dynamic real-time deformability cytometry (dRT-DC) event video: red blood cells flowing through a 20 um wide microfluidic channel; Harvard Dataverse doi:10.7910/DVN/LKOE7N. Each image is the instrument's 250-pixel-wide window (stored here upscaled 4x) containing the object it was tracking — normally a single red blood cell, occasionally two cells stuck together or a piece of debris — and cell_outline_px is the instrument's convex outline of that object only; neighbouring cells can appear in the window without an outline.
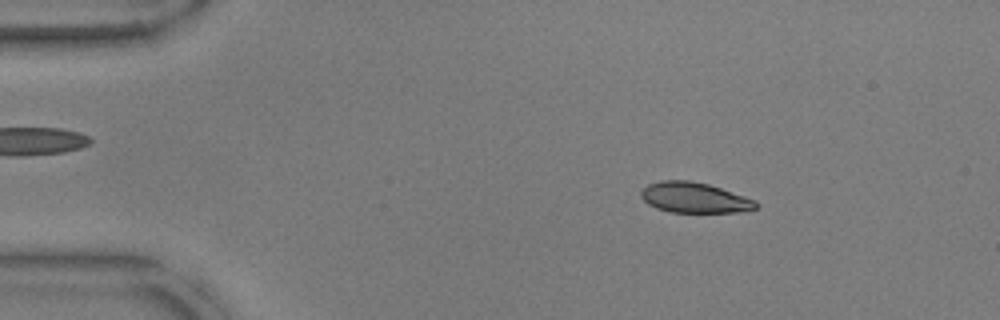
{"species": "common noctule bat (a hibernating species)", "species_latin": "Nyctalus noctula", "temperature_condition": "warm", "stored_images_in_passage": 52, "camera_frame_rate_fps": 3000, "um_per_image_px": 0.085, "animal": {"sex": "male", "body_mass_g": 17.9, "forearm_length_mm": 54.2}, "frame": {"image": 1, "passage_image": 7, "time_ms": 2.0, "image_size_px": [1000, 320], "cell_outline_px": [[760, 204], [756, 208], [748, 212], [668, 212], [656, 208], [648, 204], [640, 196], [640, 192], [648, 184], [660, 180], [688, 180], [708, 184], [756, 200]], "centroid_in_image_um": [59.04, 16.81], "position_along_channel_um": 26.0, "area_um2": 20.52}}
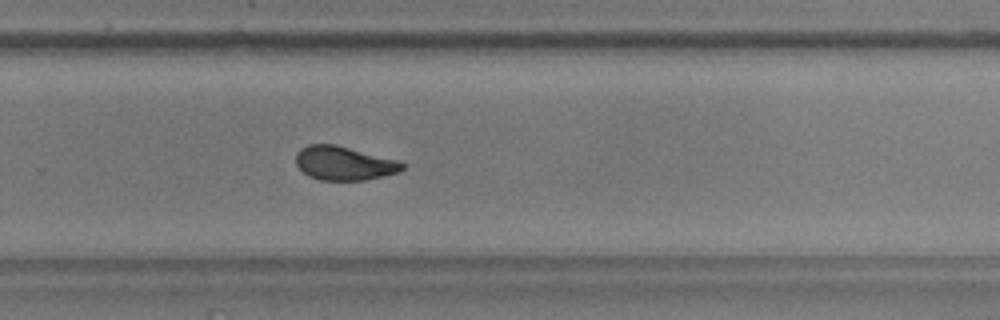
{"frame": {"image": 2, "passage_image": 34, "time_ms": 11.0, "image_size_px": [1000, 320], "cell_outline_px": [[404, 168], [396, 172], [384, 176], [364, 180], [320, 180], [308, 176], [296, 164], [296, 152], [300, 148], [308, 144], [336, 144], [400, 160], [404, 164]], "centroid_in_image_um": [29.24, 13.86], "position_along_channel_um": 300.6, "area_um2": 21.15}}
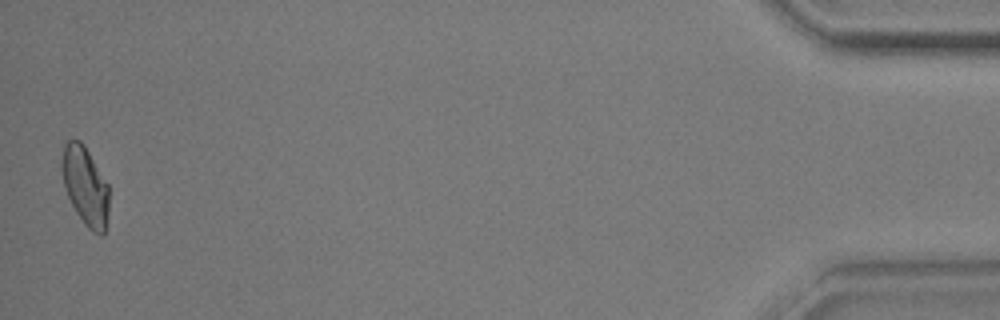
{"frame": {"image": 3, "passage_image": 51, "time_ms": 16.667, "image_size_px": [1000, 320], "cell_outline_px": [[108, 212], [104, 236], [100, 236], [92, 232], [84, 224], [76, 212], [68, 196], [64, 184], [60, 168], [60, 164], [64, 144], [68, 140], [80, 140], [84, 144], [108, 184]], "centroid_in_image_um": [7.24, 15.81], "position_along_channel_um": 428.0, "area_um2": 21.73}, "authors_computed_cell_mechanics": {"area_um2": 21.675, "velocity_mm_per_s": 3.7979, "shape_relaxation_time_tau1_ms": 5.0538, "shape_relaxation_time_tau2_ms": 1.0655, "deformation_change_tau1": 0.1646, "deformation_change_tau2": 0.0576}}